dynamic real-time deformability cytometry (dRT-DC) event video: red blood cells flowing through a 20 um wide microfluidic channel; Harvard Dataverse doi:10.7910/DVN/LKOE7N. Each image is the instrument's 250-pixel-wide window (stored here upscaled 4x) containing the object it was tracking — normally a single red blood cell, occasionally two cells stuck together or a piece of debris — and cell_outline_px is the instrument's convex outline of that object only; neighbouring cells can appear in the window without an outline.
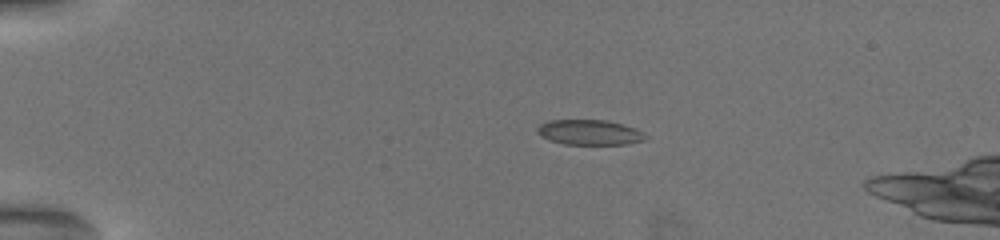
{"species": "common noctule bat (a hibernating species)", "species_latin": "Nyctalus noctula", "temperature_condition": "warm", "stored_images_in_passage": 45, "camera_frame_rate_fps": 3000, "um_per_image_px": 0.085, "animal": {"sex": "female", "body_mass_g": 19.5, "forearm_length_mm": 54.1}, "frame": {"image": 1, "passage_image": 11, "time_ms": 4.333, "image_size_px": [1000, 240], "cell_outline_px": [[648, 136], [644, 140], [628, 144], [564, 144], [548, 140], [540, 136], [536, 132], [536, 128], [540, 124], [548, 120], [604, 120], [636, 128], [644, 132]], "centroid_in_image_um": [50.08, 11.25], "position_along_channel_um": 34.9, "area_um2": 15.95}}
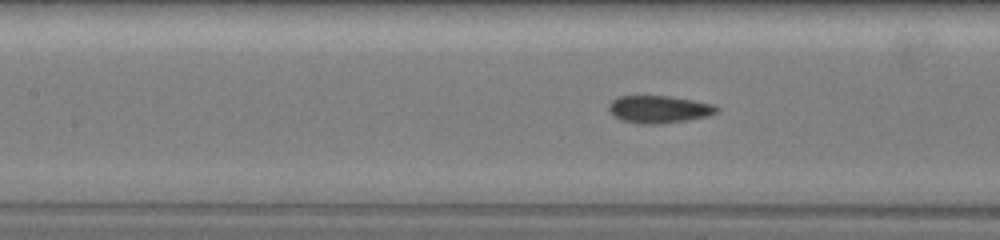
{"frame": {"image": 2, "passage_image": 23, "time_ms": 9.333, "image_size_px": [1000, 240], "cell_outline_px": [[720, 108], [716, 112], [708, 116], [660, 124], [640, 124], [620, 120], [608, 108], [608, 104], [612, 100], [620, 96], [668, 96], [692, 100], [712, 104]], "centroid_in_image_um": [55.99, 9.29], "position_along_channel_um": 151.4, "area_um2": 17.05}}
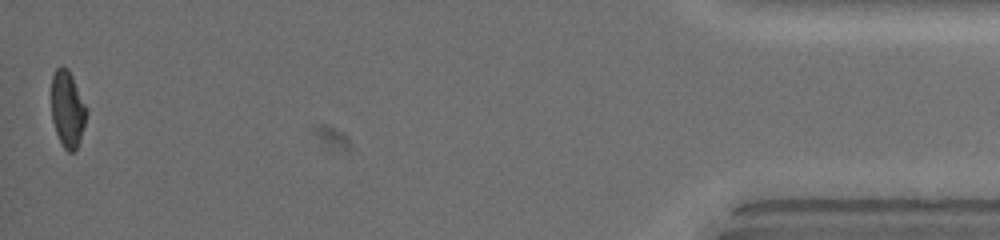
{"frame": {"image": 3, "passage_image": 45, "time_ms": 19.0, "image_size_px": [1000, 240], "cell_outline_px": [[88, 112], [76, 148], [72, 152], [68, 152], [64, 148], [56, 132], [52, 120], [52, 76], [56, 68], [60, 64], [68, 68], [88, 108]], "centroid_in_image_um": [5.74, 9.21], "position_along_channel_um": 429.5, "area_um2": 15.55}, "authors_computed_cell_mechanics": {"area_um2": 16.9354, "velocity_mm_per_s": 3.7098, "shape_relaxation_time_tau1_ms": null, "shape_relaxation_time_tau2_ms": 1.3117, "deformation_change_tau1": null, "deformation_change_tau2": 0.0513}}